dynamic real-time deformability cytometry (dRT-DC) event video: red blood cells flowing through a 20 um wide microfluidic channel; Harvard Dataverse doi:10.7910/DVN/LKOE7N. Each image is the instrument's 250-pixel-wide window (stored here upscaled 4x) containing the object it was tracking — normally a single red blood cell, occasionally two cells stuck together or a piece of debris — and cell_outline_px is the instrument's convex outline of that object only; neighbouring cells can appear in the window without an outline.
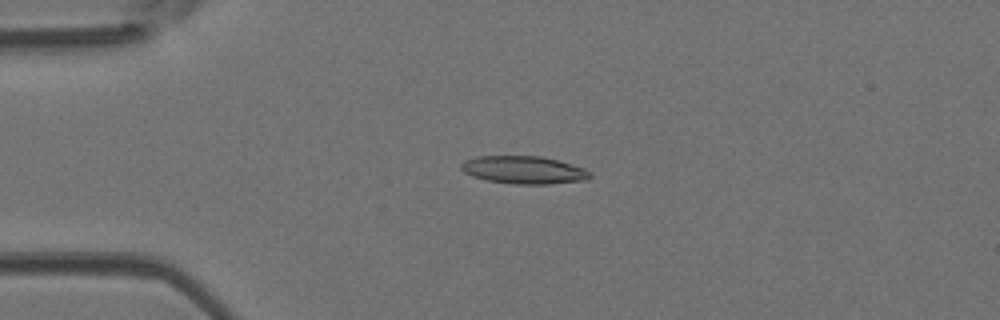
{"species": "Egyptian fruit bat (a non-hibernating species)", "species_latin": "Rousettus aegyptiacus", "temperature_condition": "room temperature", "stored_images_in_passage": 38, "camera_frame_rate_fps": 3000, "um_per_image_px": 0.085, "animal": {"sex": "female"}, "frame": {"image": 1, "passage_image": 2, "time_ms": 0.333, "image_size_px": [1000, 320], "cell_outline_px": [[592, 176], [588, 180], [548, 184], [516, 184], [488, 180], [472, 176], [464, 172], [460, 168], [460, 164], [464, 160], [476, 156], [540, 156], [556, 160], [584, 168], [592, 172]], "centroid_in_image_um": [44.53, 14.44], "position_along_channel_um": 40.5, "area_um2": 20.87}}
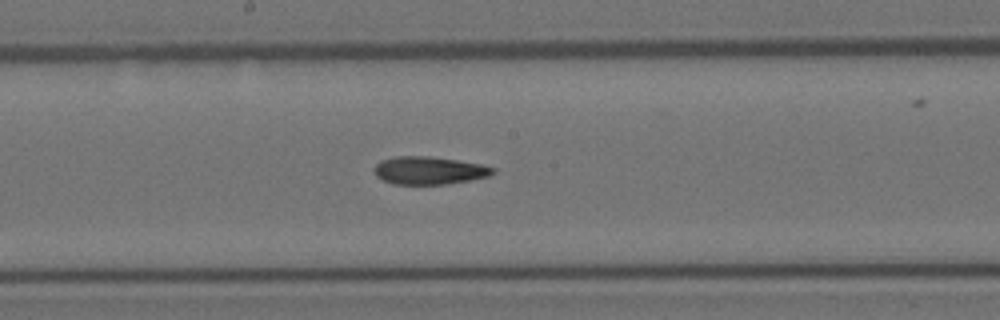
{"frame": {"image": 2, "passage_image": 16, "time_ms": 5.0, "image_size_px": [1000, 320], "cell_outline_px": [[496, 172], [488, 176], [468, 180], [444, 184], [392, 184], [376, 176], [372, 168], [380, 160], [396, 156], [428, 156], [484, 164], [496, 168]], "centroid_in_image_um": [36.46, 14.48], "position_along_channel_um": 211.7, "area_um2": 19.31}}
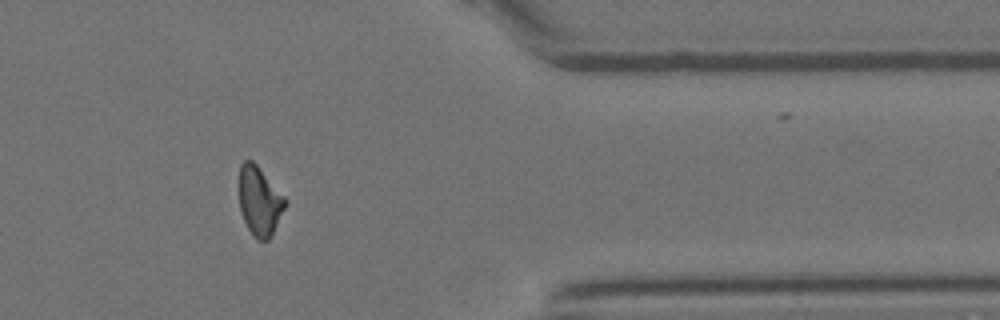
{"frame": {"image": 3, "passage_image": 30, "time_ms": 9.667, "image_size_px": [1000, 320], "cell_outline_px": [[288, 204], [272, 236], [268, 240], [256, 240], [252, 236], [244, 220], [240, 208], [240, 164], [244, 160], [252, 160], [256, 164], [288, 200]], "centroid_in_image_um": [22.1, 17.13], "position_along_channel_um": 389.3, "area_um2": 18.67}, "authors_computed_cell_mechanics": {"area_um2": 19.3919, "velocity_mm_per_s": 4.2345, "shape_relaxation_time_tau1_ms": 11.0228, "shape_relaxation_time_tau2_ms": 3.9678, "deformation_change_tau1": 0.2718, "deformation_change_tau2": 0.1351}}